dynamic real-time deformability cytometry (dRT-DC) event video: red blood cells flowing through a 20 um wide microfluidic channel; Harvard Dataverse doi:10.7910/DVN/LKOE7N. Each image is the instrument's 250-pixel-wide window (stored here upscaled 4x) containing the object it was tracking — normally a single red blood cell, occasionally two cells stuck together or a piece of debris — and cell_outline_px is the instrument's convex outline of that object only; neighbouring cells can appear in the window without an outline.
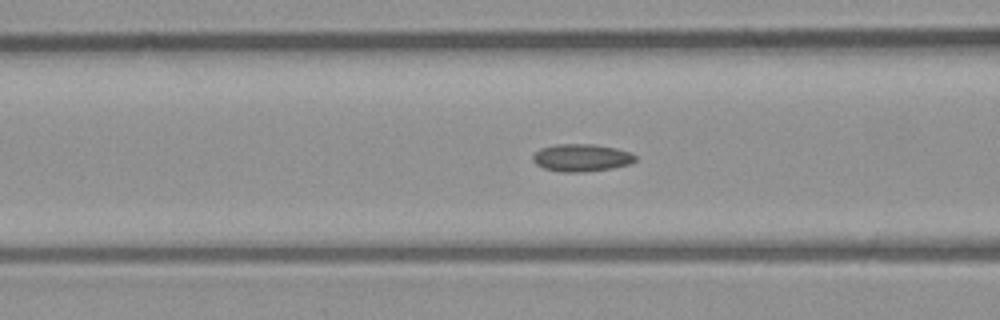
{"species": "common noctule bat (a hibernating species)", "species_latin": "Nyctalus noctula", "temperature_condition": "room temperature", "stored_images_in_passage": 54, "camera_frame_rate_fps": 3000, "um_per_image_px": 0.085, "animal": {"sex": "male", "body_mass_g": 23.1, "forearm_length_mm": 52.7}, "frame": {"image": 1, "passage_image": 22, "time_ms": 7.0, "image_size_px": [1000, 320], "cell_outline_px": [[636, 160], [632, 164], [612, 168], [584, 172], [560, 172], [544, 168], [536, 164], [532, 160], [532, 156], [540, 148], [556, 144], [596, 144], [616, 148], [628, 152], [636, 156]], "centroid_in_image_um": [49.42, 13.41], "position_along_channel_um": 117.2, "area_um2": 16.53}}
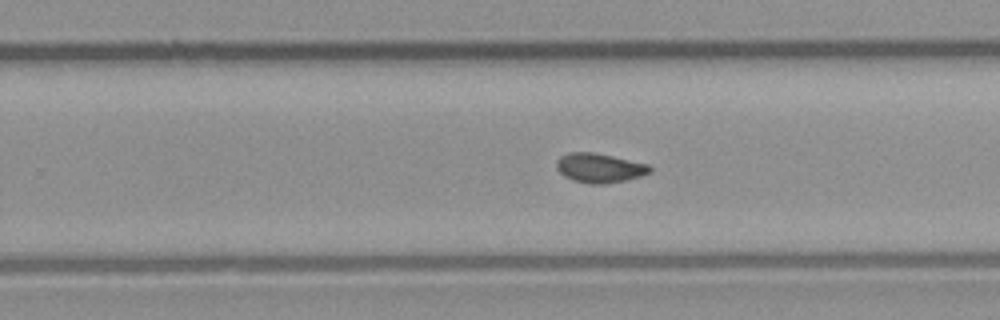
{"frame": {"image": 2, "passage_image": 34, "time_ms": 11.0, "image_size_px": [1000, 320], "cell_outline_px": [[652, 172], [628, 180], [604, 184], [588, 184], [572, 180], [564, 176], [556, 168], [556, 164], [560, 156], [572, 152], [592, 152], [612, 156], [648, 164], [652, 168]], "centroid_in_image_um": [50.97, 14.29], "position_along_channel_um": 278.8, "area_um2": 16.01}}
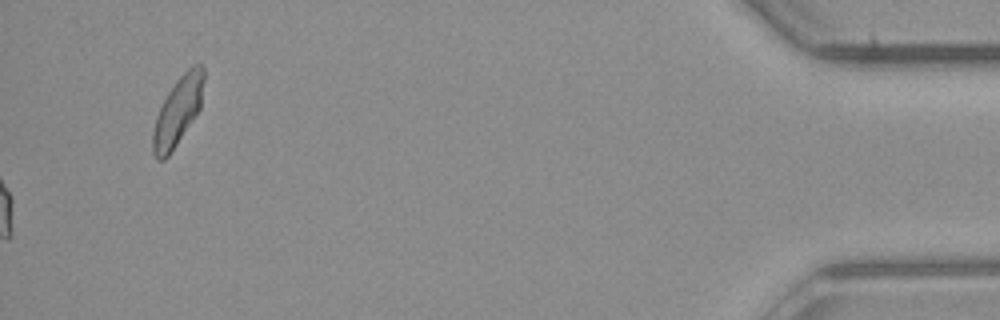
{"frame": {"image": 3, "passage_image": 54, "time_ms": 17.667, "image_size_px": [1000, 320], "cell_outline_px": [[204, 80], [200, 108], [168, 156], [164, 160], [156, 160], [152, 152], [152, 132], [156, 116], [168, 92], [176, 80], [192, 64], [200, 64], [204, 68]], "centroid_in_image_um": [15.1, 9.44], "position_along_channel_um": 420.1, "area_um2": 20.06}, "authors_computed_cell_mechanics": {"area_um2": 15.7794, "velocity_mm_per_s": 4.0432, "shape_relaxation_time_tau1_ms": null, "shape_relaxation_time_tau2_ms": 2.0245, "deformation_change_tau1": null, "deformation_change_tau2": 0.0724}}